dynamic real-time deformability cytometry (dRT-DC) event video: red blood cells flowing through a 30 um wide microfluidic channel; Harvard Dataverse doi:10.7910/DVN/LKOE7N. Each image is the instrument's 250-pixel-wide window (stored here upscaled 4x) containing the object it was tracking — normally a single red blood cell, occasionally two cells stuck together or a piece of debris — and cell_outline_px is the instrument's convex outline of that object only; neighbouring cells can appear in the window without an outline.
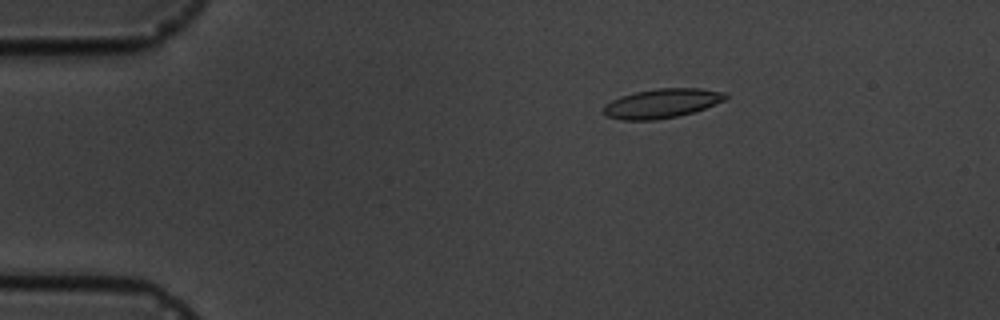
{"species": "common noctule bat (a hibernating species)", "species_latin": "Nyctalus noctula", "temperature_condition": "cold", "stored_images_in_passage": 5, "camera_frame_rate_fps": 3000, "um_per_image_px": 0.085, "animal": {"sex": "male", "body_mass_g": 19.5, "forearm_length_mm": 54.6}, "frame": {"image": 1, "passage_image": 3, "time_ms": 2.333, "image_size_px": [1000, 320], "cell_outline_px": [[728, 96], [724, 100], [704, 108], [692, 112], [676, 116], [656, 120], [624, 120], [604, 116], [604, 104], [620, 96], [636, 92], [656, 88], [700, 88], [728, 92]], "centroid_in_image_um": [56.25, 8.78], "position_along_channel_um": 28.8, "area_um2": 20.81}}